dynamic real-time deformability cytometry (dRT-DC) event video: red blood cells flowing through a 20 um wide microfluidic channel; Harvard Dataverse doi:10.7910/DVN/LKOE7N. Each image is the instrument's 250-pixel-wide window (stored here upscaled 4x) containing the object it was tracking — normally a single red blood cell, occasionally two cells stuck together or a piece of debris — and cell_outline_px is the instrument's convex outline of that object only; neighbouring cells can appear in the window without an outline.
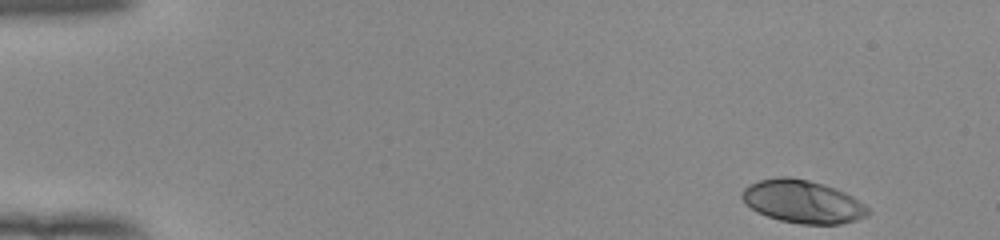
{"species": "human", "species_latin": "Homo sapiens", "temperature_condition": "room temperature", "stored_images_in_passage": 49, "camera_frame_rate_fps": 3000, "um_per_image_px": 0.085, "donor": {"sex": "female"}, "frame": {"image": 1, "passage_image": 1, "time_ms": 0.0, "image_size_px": [1000, 240], "cell_outline_px": [[872, 212], [868, 216], [856, 220], [840, 224], [800, 224], [780, 220], [756, 212], [740, 196], [740, 192], [748, 184], [760, 180], [776, 176], [788, 176], [808, 180], [824, 184], [844, 192], [852, 196], [864, 204]], "centroid_in_image_um": [68.23, 17.13], "position_along_channel_um": 16.8, "area_um2": 31.62}}
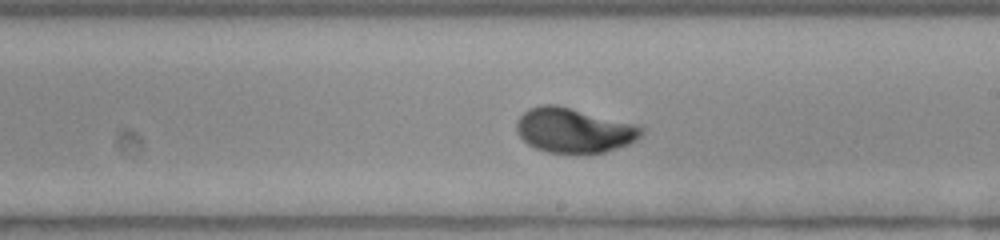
{"frame": {"image": 2, "passage_image": 28, "time_ms": 9.0, "image_size_px": [1000, 240], "cell_outline_px": [[644, 132], [632, 144], [604, 152], [548, 152], [536, 148], [528, 144], [516, 132], [516, 120], [528, 108], [540, 104], [556, 104], [640, 124], [644, 128]], "centroid_in_image_um": [48.82, 11.05], "position_along_channel_um": 240.2, "area_um2": 32.89}}
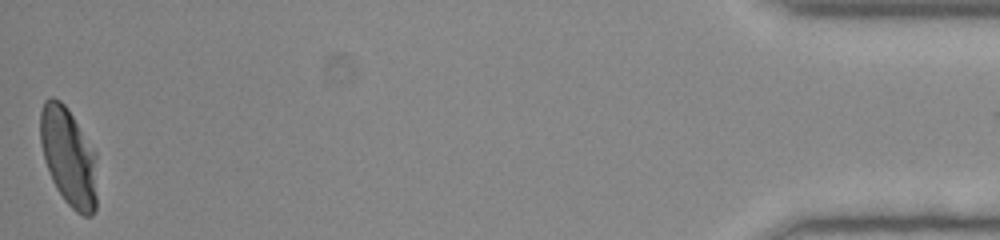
{"frame": {"image": 3, "passage_image": 49, "time_ms": 16.0, "image_size_px": [1000, 240], "cell_outline_px": [[96, 208], [92, 216], [84, 216], [76, 212], [64, 200], [56, 188], [52, 180], [44, 160], [40, 144], [40, 112], [44, 100], [52, 96], [60, 100], [68, 108], [96, 152]], "centroid_in_image_um": [5.82, 13.32], "position_along_channel_um": 429.4, "area_um2": 32.89}, "authors_computed_cell_mechanics": {"area_um2": 31.6166, "velocity_mm_per_s": 3.937, "shape_relaxation_time_tau1_ms": 3.3947, "shape_relaxation_time_tau2_ms": null, "deformation_change_tau1": 0.1775, "deformation_change_tau2": null}}